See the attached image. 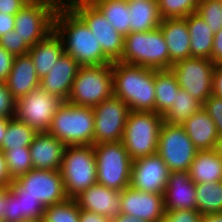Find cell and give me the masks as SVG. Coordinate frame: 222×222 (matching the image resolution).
I'll return each instance as SVG.
<instances>
[{"label":"cell","instance_id":"6da1fadb","mask_svg":"<svg viewBox=\"0 0 222 222\" xmlns=\"http://www.w3.org/2000/svg\"><path fill=\"white\" fill-rule=\"evenodd\" d=\"M54 32L63 42L64 52L80 66L113 63L102 51L99 41L86 23L65 3L54 16Z\"/></svg>","mask_w":222,"mask_h":222},{"label":"cell","instance_id":"7a4b0ae2","mask_svg":"<svg viewBox=\"0 0 222 222\" xmlns=\"http://www.w3.org/2000/svg\"><path fill=\"white\" fill-rule=\"evenodd\" d=\"M113 95L131 111L155 112V70L120 61L112 63Z\"/></svg>","mask_w":222,"mask_h":222},{"label":"cell","instance_id":"3957f363","mask_svg":"<svg viewBox=\"0 0 222 222\" xmlns=\"http://www.w3.org/2000/svg\"><path fill=\"white\" fill-rule=\"evenodd\" d=\"M118 61L154 70L170 69L173 65L160 28L124 36L123 52Z\"/></svg>","mask_w":222,"mask_h":222},{"label":"cell","instance_id":"277c9868","mask_svg":"<svg viewBox=\"0 0 222 222\" xmlns=\"http://www.w3.org/2000/svg\"><path fill=\"white\" fill-rule=\"evenodd\" d=\"M47 132L66 146L93 145V108L64 101L55 112Z\"/></svg>","mask_w":222,"mask_h":222},{"label":"cell","instance_id":"5b68a950","mask_svg":"<svg viewBox=\"0 0 222 222\" xmlns=\"http://www.w3.org/2000/svg\"><path fill=\"white\" fill-rule=\"evenodd\" d=\"M60 172L66 195L70 199L97 183L93 145L66 146Z\"/></svg>","mask_w":222,"mask_h":222},{"label":"cell","instance_id":"8992f818","mask_svg":"<svg viewBox=\"0 0 222 222\" xmlns=\"http://www.w3.org/2000/svg\"><path fill=\"white\" fill-rule=\"evenodd\" d=\"M163 116L156 112L129 111L122 143L134 161L157 153Z\"/></svg>","mask_w":222,"mask_h":222},{"label":"cell","instance_id":"52a82bcc","mask_svg":"<svg viewBox=\"0 0 222 222\" xmlns=\"http://www.w3.org/2000/svg\"><path fill=\"white\" fill-rule=\"evenodd\" d=\"M112 95V63L80 66L73 81L68 102L93 108Z\"/></svg>","mask_w":222,"mask_h":222},{"label":"cell","instance_id":"ba28073f","mask_svg":"<svg viewBox=\"0 0 222 222\" xmlns=\"http://www.w3.org/2000/svg\"><path fill=\"white\" fill-rule=\"evenodd\" d=\"M97 163V183L121 192L130 186L133 160L122 141L93 145Z\"/></svg>","mask_w":222,"mask_h":222},{"label":"cell","instance_id":"9c48e42d","mask_svg":"<svg viewBox=\"0 0 222 222\" xmlns=\"http://www.w3.org/2000/svg\"><path fill=\"white\" fill-rule=\"evenodd\" d=\"M60 5L56 0H30L15 15L14 30L29 48L54 31V16Z\"/></svg>","mask_w":222,"mask_h":222},{"label":"cell","instance_id":"30bf717a","mask_svg":"<svg viewBox=\"0 0 222 222\" xmlns=\"http://www.w3.org/2000/svg\"><path fill=\"white\" fill-rule=\"evenodd\" d=\"M9 189L16 196H31L38 199L45 208L68 198L60 170L32 169L18 176L9 185Z\"/></svg>","mask_w":222,"mask_h":222},{"label":"cell","instance_id":"8fae6325","mask_svg":"<svg viewBox=\"0 0 222 222\" xmlns=\"http://www.w3.org/2000/svg\"><path fill=\"white\" fill-rule=\"evenodd\" d=\"M66 4L86 23L95 35L103 53L112 61L121 58L124 36L108 23L89 0H66Z\"/></svg>","mask_w":222,"mask_h":222},{"label":"cell","instance_id":"7c38bea8","mask_svg":"<svg viewBox=\"0 0 222 222\" xmlns=\"http://www.w3.org/2000/svg\"><path fill=\"white\" fill-rule=\"evenodd\" d=\"M197 151L182 125L162 123L157 154L170 172L188 171Z\"/></svg>","mask_w":222,"mask_h":222},{"label":"cell","instance_id":"4fadbf2b","mask_svg":"<svg viewBox=\"0 0 222 222\" xmlns=\"http://www.w3.org/2000/svg\"><path fill=\"white\" fill-rule=\"evenodd\" d=\"M180 88L202 104L213 94L215 64L210 59L190 57L175 62L171 68Z\"/></svg>","mask_w":222,"mask_h":222},{"label":"cell","instance_id":"5bb4252c","mask_svg":"<svg viewBox=\"0 0 222 222\" xmlns=\"http://www.w3.org/2000/svg\"><path fill=\"white\" fill-rule=\"evenodd\" d=\"M64 103L42 87H38L16 101L15 117L36 132H47L55 112Z\"/></svg>","mask_w":222,"mask_h":222},{"label":"cell","instance_id":"9a60e30c","mask_svg":"<svg viewBox=\"0 0 222 222\" xmlns=\"http://www.w3.org/2000/svg\"><path fill=\"white\" fill-rule=\"evenodd\" d=\"M93 145L103 142L122 141L126 119L130 111L126 103L112 95L93 107Z\"/></svg>","mask_w":222,"mask_h":222},{"label":"cell","instance_id":"2e32d148","mask_svg":"<svg viewBox=\"0 0 222 222\" xmlns=\"http://www.w3.org/2000/svg\"><path fill=\"white\" fill-rule=\"evenodd\" d=\"M170 171L157 154L133 161L130 186L141 191L164 193Z\"/></svg>","mask_w":222,"mask_h":222},{"label":"cell","instance_id":"e0dca14e","mask_svg":"<svg viewBox=\"0 0 222 222\" xmlns=\"http://www.w3.org/2000/svg\"><path fill=\"white\" fill-rule=\"evenodd\" d=\"M163 194L137 190L131 186L121 191V213L144 219L149 222H161L165 216Z\"/></svg>","mask_w":222,"mask_h":222},{"label":"cell","instance_id":"ac0fdd59","mask_svg":"<svg viewBox=\"0 0 222 222\" xmlns=\"http://www.w3.org/2000/svg\"><path fill=\"white\" fill-rule=\"evenodd\" d=\"M81 210L98 213L112 220L121 213V192L95 183L74 198Z\"/></svg>","mask_w":222,"mask_h":222},{"label":"cell","instance_id":"d6986e66","mask_svg":"<svg viewBox=\"0 0 222 222\" xmlns=\"http://www.w3.org/2000/svg\"><path fill=\"white\" fill-rule=\"evenodd\" d=\"M165 211L196 210V184L189 171H171L164 193Z\"/></svg>","mask_w":222,"mask_h":222},{"label":"cell","instance_id":"ffe728a7","mask_svg":"<svg viewBox=\"0 0 222 222\" xmlns=\"http://www.w3.org/2000/svg\"><path fill=\"white\" fill-rule=\"evenodd\" d=\"M80 65L67 53H63L54 68L42 78L40 87L48 93L68 101L73 81Z\"/></svg>","mask_w":222,"mask_h":222},{"label":"cell","instance_id":"44dd1931","mask_svg":"<svg viewBox=\"0 0 222 222\" xmlns=\"http://www.w3.org/2000/svg\"><path fill=\"white\" fill-rule=\"evenodd\" d=\"M30 154L34 169L60 170L66 145L48 132H37Z\"/></svg>","mask_w":222,"mask_h":222},{"label":"cell","instance_id":"7402d4cb","mask_svg":"<svg viewBox=\"0 0 222 222\" xmlns=\"http://www.w3.org/2000/svg\"><path fill=\"white\" fill-rule=\"evenodd\" d=\"M5 83L16 101L40 86V78L28 53L15 56Z\"/></svg>","mask_w":222,"mask_h":222},{"label":"cell","instance_id":"603a6c76","mask_svg":"<svg viewBox=\"0 0 222 222\" xmlns=\"http://www.w3.org/2000/svg\"><path fill=\"white\" fill-rule=\"evenodd\" d=\"M159 28L164 35L170 61L173 64L178 60L191 57L190 36L186 18L162 19Z\"/></svg>","mask_w":222,"mask_h":222},{"label":"cell","instance_id":"cb8c5ba5","mask_svg":"<svg viewBox=\"0 0 222 222\" xmlns=\"http://www.w3.org/2000/svg\"><path fill=\"white\" fill-rule=\"evenodd\" d=\"M182 126L198 151L215 149L219 134L214 121L203 107Z\"/></svg>","mask_w":222,"mask_h":222},{"label":"cell","instance_id":"d4e9b609","mask_svg":"<svg viewBox=\"0 0 222 222\" xmlns=\"http://www.w3.org/2000/svg\"><path fill=\"white\" fill-rule=\"evenodd\" d=\"M64 53L63 42L53 31L28 51L39 78L47 75Z\"/></svg>","mask_w":222,"mask_h":222},{"label":"cell","instance_id":"484cf974","mask_svg":"<svg viewBox=\"0 0 222 222\" xmlns=\"http://www.w3.org/2000/svg\"><path fill=\"white\" fill-rule=\"evenodd\" d=\"M3 222L28 219L41 222L45 207L31 196H16L8 187Z\"/></svg>","mask_w":222,"mask_h":222},{"label":"cell","instance_id":"4316f807","mask_svg":"<svg viewBox=\"0 0 222 222\" xmlns=\"http://www.w3.org/2000/svg\"><path fill=\"white\" fill-rule=\"evenodd\" d=\"M186 20L190 36L191 57L211 60L214 44L213 31L196 12L188 15Z\"/></svg>","mask_w":222,"mask_h":222},{"label":"cell","instance_id":"83f0119b","mask_svg":"<svg viewBox=\"0 0 222 222\" xmlns=\"http://www.w3.org/2000/svg\"><path fill=\"white\" fill-rule=\"evenodd\" d=\"M195 184L222 181V158L213 150L197 151L189 168Z\"/></svg>","mask_w":222,"mask_h":222},{"label":"cell","instance_id":"f1b7e54d","mask_svg":"<svg viewBox=\"0 0 222 222\" xmlns=\"http://www.w3.org/2000/svg\"><path fill=\"white\" fill-rule=\"evenodd\" d=\"M130 32H147L159 28L162 18L158 0H136L128 3Z\"/></svg>","mask_w":222,"mask_h":222},{"label":"cell","instance_id":"f546056e","mask_svg":"<svg viewBox=\"0 0 222 222\" xmlns=\"http://www.w3.org/2000/svg\"><path fill=\"white\" fill-rule=\"evenodd\" d=\"M179 90L171 69L155 70V112L163 116L175 103Z\"/></svg>","mask_w":222,"mask_h":222},{"label":"cell","instance_id":"4dcf8cb0","mask_svg":"<svg viewBox=\"0 0 222 222\" xmlns=\"http://www.w3.org/2000/svg\"><path fill=\"white\" fill-rule=\"evenodd\" d=\"M107 19L117 32L126 36L130 33V11L122 0H89Z\"/></svg>","mask_w":222,"mask_h":222},{"label":"cell","instance_id":"1f68e13d","mask_svg":"<svg viewBox=\"0 0 222 222\" xmlns=\"http://www.w3.org/2000/svg\"><path fill=\"white\" fill-rule=\"evenodd\" d=\"M196 210L201 215L222 212V181L196 184Z\"/></svg>","mask_w":222,"mask_h":222},{"label":"cell","instance_id":"d6a6232c","mask_svg":"<svg viewBox=\"0 0 222 222\" xmlns=\"http://www.w3.org/2000/svg\"><path fill=\"white\" fill-rule=\"evenodd\" d=\"M202 107L203 104L200 101L188 94L186 90L180 88L176 95L175 103L163 115L164 122L182 125Z\"/></svg>","mask_w":222,"mask_h":222},{"label":"cell","instance_id":"836d02e7","mask_svg":"<svg viewBox=\"0 0 222 222\" xmlns=\"http://www.w3.org/2000/svg\"><path fill=\"white\" fill-rule=\"evenodd\" d=\"M37 132L16 117L10 118L0 150L30 148Z\"/></svg>","mask_w":222,"mask_h":222},{"label":"cell","instance_id":"e575fe53","mask_svg":"<svg viewBox=\"0 0 222 222\" xmlns=\"http://www.w3.org/2000/svg\"><path fill=\"white\" fill-rule=\"evenodd\" d=\"M80 208L74 199L67 198L47 206L41 222H79Z\"/></svg>","mask_w":222,"mask_h":222},{"label":"cell","instance_id":"d590c367","mask_svg":"<svg viewBox=\"0 0 222 222\" xmlns=\"http://www.w3.org/2000/svg\"><path fill=\"white\" fill-rule=\"evenodd\" d=\"M1 151L4 153L7 167L13 180L34 169L30 148H13Z\"/></svg>","mask_w":222,"mask_h":222},{"label":"cell","instance_id":"8d00e7d4","mask_svg":"<svg viewBox=\"0 0 222 222\" xmlns=\"http://www.w3.org/2000/svg\"><path fill=\"white\" fill-rule=\"evenodd\" d=\"M200 0H158L162 19L186 18L196 12Z\"/></svg>","mask_w":222,"mask_h":222},{"label":"cell","instance_id":"74e56055","mask_svg":"<svg viewBox=\"0 0 222 222\" xmlns=\"http://www.w3.org/2000/svg\"><path fill=\"white\" fill-rule=\"evenodd\" d=\"M196 13L204 19L214 34L222 28V0H200Z\"/></svg>","mask_w":222,"mask_h":222},{"label":"cell","instance_id":"f35d334b","mask_svg":"<svg viewBox=\"0 0 222 222\" xmlns=\"http://www.w3.org/2000/svg\"><path fill=\"white\" fill-rule=\"evenodd\" d=\"M0 45L14 56L25 55L30 49L15 30L4 34L0 38Z\"/></svg>","mask_w":222,"mask_h":222},{"label":"cell","instance_id":"ab89813d","mask_svg":"<svg viewBox=\"0 0 222 222\" xmlns=\"http://www.w3.org/2000/svg\"><path fill=\"white\" fill-rule=\"evenodd\" d=\"M203 109L216 125L219 135H222V97L212 94L203 103Z\"/></svg>","mask_w":222,"mask_h":222},{"label":"cell","instance_id":"60d3db41","mask_svg":"<svg viewBox=\"0 0 222 222\" xmlns=\"http://www.w3.org/2000/svg\"><path fill=\"white\" fill-rule=\"evenodd\" d=\"M16 100L12 97L6 83L0 82V117H15Z\"/></svg>","mask_w":222,"mask_h":222},{"label":"cell","instance_id":"b9f144b4","mask_svg":"<svg viewBox=\"0 0 222 222\" xmlns=\"http://www.w3.org/2000/svg\"><path fill=\"white\" fill-rule=\"evenodd\" d=\"M201 217L197 210L166 211L161 222H200Z\"/></svg>","mask_w":222,"mask_h":222},{"label":"cell","instance_id":"7bdbcfd3","mask_svg":"<svg viewBox=\"0 0 222 222\" xmlns=\"http://www.w3.org/2000/svg\"><path fill=\"white\" fill-rule=\"evenodd\" d=\"M15 56L0 45V82L5 83L13 66Z\"/></svg>","mask_w":222,"mask_h":222},{"label":"cell","instance_id":"ee69618b","mask_svg":"<svg viewBox=\"0 0 222 222\" xmlns=\"http://www.w3.org/2000/svg\"><path fill=\"white\" fill-rule=\"evenodd\" d=\"M30 0H0V12L15 16Z\"/></svg>","mask_w":222,"mask_h":222},{"label":"cell","instance_id":"f6af8a7d","mask_svg":"<svg viewBox=\"0 0 222 222\" xmlns=\"http://www.w3.org/2000/svg\"><path fill=\"white\" fill-rule=\"evenodd\" d=\"M211 60L214 64L222 63V28L214 34Z\"/></svg>","mask_w":222,"mask_h":222},{"label":"cell","instance_id":"bcb514c9","mask_svg":"<svg viewBox=\"0 0 222 222\" xmlns=\"http://www.w3.org/2000/svg\"><path fill=\"white\" fill-rule=\"evenodd\" d=\"M14 180L10 176L3 151L0 150V187H9Z\"/></svg>","mask_w":222,"mask_h":222},{"label":"cell","instance_id":"7dc6e473","mask_svg":"<svg viewBox=\"0 0 222 222\" xmlns=\"http://www.w3.org/2000/svg\"><path fill=\"white\" fill-rule=\"evenodd\" d=\"M213 94L222 97V63L215 64L213 74Z\"/></svg>","mask_w":222,"mask_h":222},{"label":"cell","instance_id":"c3c4849f","mask_svg":"<svg viewBox=\"0 0 222 222\" xmlns=\"http://www.w3.org/2000/svg\"><path fill=\"white\" fill-rule=\"evenodd\" d=\"M15 16L0 12V38L9 31L14 30Z\"/></svg>","mask_w":222,"mask_h":222},{"label":"cell","instance_id":"681fc988","mask_svg":"<svg viewBox=\"0 0 222 222\" xmlns=\"http://www.w3.org/2000/svg\"><path fill=\"white\" fill-rule=\"evenodd\" d=\"M79 222H111L104 215L80 209Z\"/></svg>","mask_w":222,"mask_h":222},{"label":"cell","instance_id":"f907efd6","mask_svg":"<svg viewBox=\"0 0 222 222\" xmlns=\"http://www.w3.org/2000/svg\"><path fill=\"white\" fill-rule=\"evenodd\" d=\"M111 222H149V221L120 213L117 217L113 218Z\"/></svg>","mask_w":222,"mask_h":222},{"label":"cell","instance_id":"816d5d0a","mask_svg":"<svg viewBox=\"0 0 222 222\" xmlns=\"http://www.w3.org/2000/svg\"><path fill=\"white\" fill-rule=\"evenodd\" d=\"M8 187H0V222L4 220L5 200L7 198Z\"/></svg>","mask_w":222,"mask_h":222},{"label":"cell","instance_id":"f5cc1de1","mask_svg":"<svg viewBox=\"0 0 222 222\" xmlns=\"http://www.w3.org/2000/svg\"><path fill=\"white\" fill-rule=\"evenodd\" d=\"M200 222H222V212L202 215Z\"/></svg>","mask_w":222,"mask_h":222},{"label":"cell","instance_id":"db71d44e","mask_svg":"<svg viewBox=\"0 0 222 222\" xmlns=\"http://www.w3.org/2000/svg\"><path fill=\"white\" fill-rule=\"evenodd\" d=\"M9 120L10 118L0 117V148L2 147V141L4 139Z\"/></svg>","mask_w":222,"mask_h":222},{"label":"cell","instance_id":"11a10c76","mask_svg":"<svg viewBox=\"0 0 222 222\" xmlns=\"http://www.w3.org/2000/svg\"><path fill=\"white\" fill-rule=\"evenodd\" d=\"M214 150L222 158V135H219Z\"/></svg>","mask_w":222,"mask_h":222},{"label":"cell","instance_id":"9f6ffc18","mask_svg":"<svg viewBox=\"0 0 222 222\" xmlns=\"http://www.w3.org/2000/svg\"><path fill=\"white\" fill-rule=\"evenodd\" d=\"M17 222H37V221H32V220H28V219H23V220H19Z\"/></svg>","mask_w":222,"mask_h":222},{"label":"cell","instance_id":"6f0895ef","mask_svg":"<svg viewBox=\"0 0 222 222\" xmlns=\"http://www.w3.org/2000/svg\"><path fill=\"white\" fill-rule=\"evenodd\" d=\"M58 2H60L61 4H65L66 3V0H56Z\"/></svg>","mask_w":222,"mask_h":222},{"label":"cell","instance_id":"680465c9","mask_svg":"<svg viewBox=\"0 0 222 222\" xmlns=\"http://www.w3.org/2000/svg\"><path fill=\"white\" fill-rule=\"evenodd\" d=\"M122 1H125V2L129 3V2L136 1V0H122Z\"/></svg>","mask_w":222,"mask_h":222}]
</instances>
